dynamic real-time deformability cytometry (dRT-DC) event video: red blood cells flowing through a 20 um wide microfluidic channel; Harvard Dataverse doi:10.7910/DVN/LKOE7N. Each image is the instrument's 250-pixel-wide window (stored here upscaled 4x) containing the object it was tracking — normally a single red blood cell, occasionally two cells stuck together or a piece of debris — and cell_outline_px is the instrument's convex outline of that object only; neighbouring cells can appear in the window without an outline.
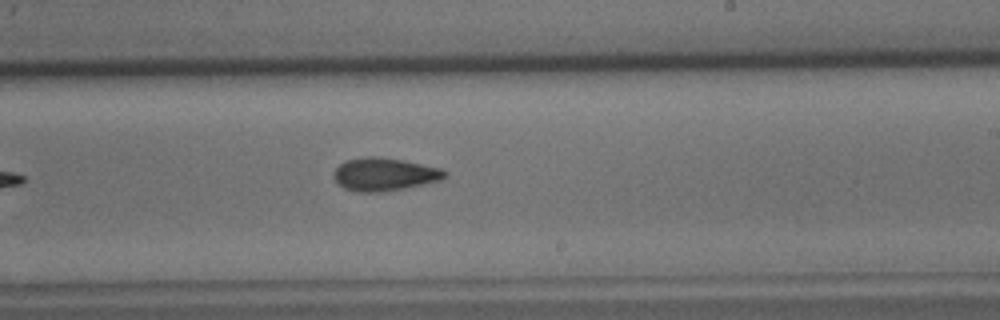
{"species": "common noctule bat (a hibernating species)", "species_latin": "Nyctalus noctula", "temperature_condition": "cold", "stored_images_in_passage": 9, "camera_frame_rate_fps": 3000, "um_per_image_px": 0.085, "animal": {"sex": "male", "body_mass_g": 15.6}, "frame": {"image": 1, "passage_image": 9, "time_ms": 10.333, "image_size_px": [1000, 320], "cell_outline_px": [[448, 172], [440, 180], [424, 184], [404, 188], [380, 192], [356, 192], [344, 188], [332, 176], [332, 172], [344, 160], [368, 156], [380, 156], [440, 168]], "centroid_in_image_um": [32.62, 14.81], "position_along_channel_um": 256.4, "area_um2": 21.21}}